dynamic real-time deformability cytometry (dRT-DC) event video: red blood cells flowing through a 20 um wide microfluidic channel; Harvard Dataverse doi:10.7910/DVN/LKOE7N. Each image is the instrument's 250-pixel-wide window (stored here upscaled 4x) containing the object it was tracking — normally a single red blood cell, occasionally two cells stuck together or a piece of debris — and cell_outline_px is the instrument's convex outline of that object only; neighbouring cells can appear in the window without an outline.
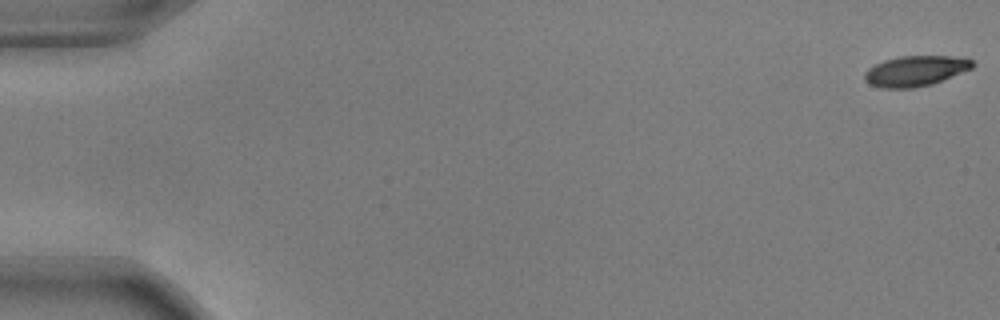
{"species": "common noctule bat (a hibernating species)", "species_latin": "Nyctalus noctula", "temperature_condition": "warm", "stored_images_in_passage": 55, "camera_frame_rate_fps": 3000, "um_per_image_px": 0.085, "animal": {"sex": "male", "body_mass_g": 17.9, "forearm_length_mm": 54.2}, "frame": {"image": 1, "passage_image": 1, "time_ms": 0.0, "image_size_px": [1000, 320], "cell_outline_px": [[976, 64], [972, 68], [932, 84], [912, 88], [880, 88], [868, 84], [864, 80], [864, 72], [868, 68], [884, 60], [900, 56], [968, 56]], "centroid_in_image_um": [77.82, 6.02], "position_along_channel_um": 7.2, "area_um2": 19.36}}
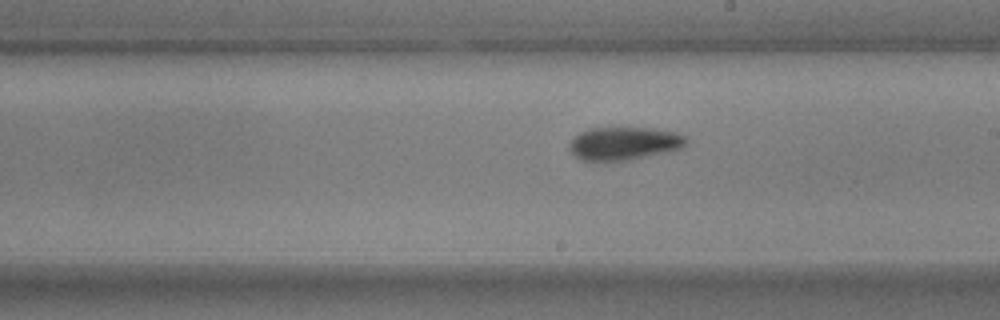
{"frame": {"image": 2, "passage_image": 32, "time_ms": 10.333, "image_size_px": [1000, 320], "cell_outline_px": [[688, 140], [684, 148], [668, 152], [632, 160], [580, 160], [568, 148], [568, 144], [580, 132], [588, 128], [652, 128], [676, 132], [688, 136]], "centroid_in_image_um": [53.11, 12.19], "position_along_channel_um": 235.9, "area_um2": 22.72}}
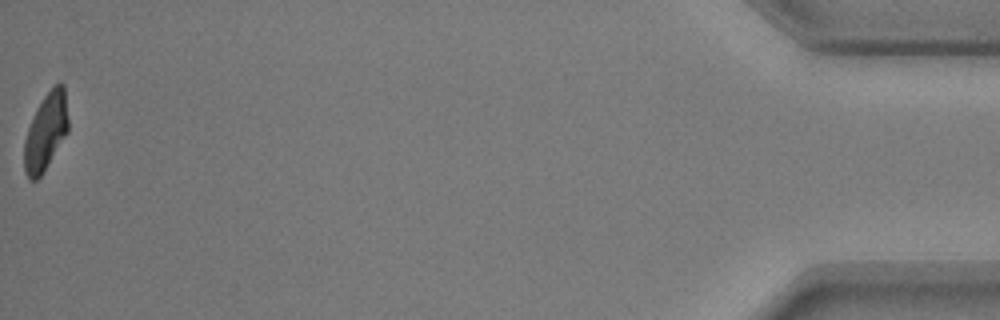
{"frame": {"image": 3, "passage_image": 55, "time_ms": 18.0, "image_size_px": [1000, 320], "cell_outline_px": [[68, 132], [40, 176], [36, 180], [28, 180], [24, 172], [24, 140], [28, 128], [36, 108], [44, 96], [60, 80], [64, 84], [68, 120]], "centroid_in_image_um": [3.88, 11.19], "position_along_channel_um": 431.3, "area_um2": 19.71}, "authors_computed_cell_mechanics": {"area_um2": 21.2126, "velocity_mm_per_s": 3.751, "shape_relaxation_time_tau1_ms": 4.1591, "shape_relaxation_time_tau2_ms": 4.1716, "deformation_change_tau1": 0.1919, "deformation_change_tau2": 0.1109}}